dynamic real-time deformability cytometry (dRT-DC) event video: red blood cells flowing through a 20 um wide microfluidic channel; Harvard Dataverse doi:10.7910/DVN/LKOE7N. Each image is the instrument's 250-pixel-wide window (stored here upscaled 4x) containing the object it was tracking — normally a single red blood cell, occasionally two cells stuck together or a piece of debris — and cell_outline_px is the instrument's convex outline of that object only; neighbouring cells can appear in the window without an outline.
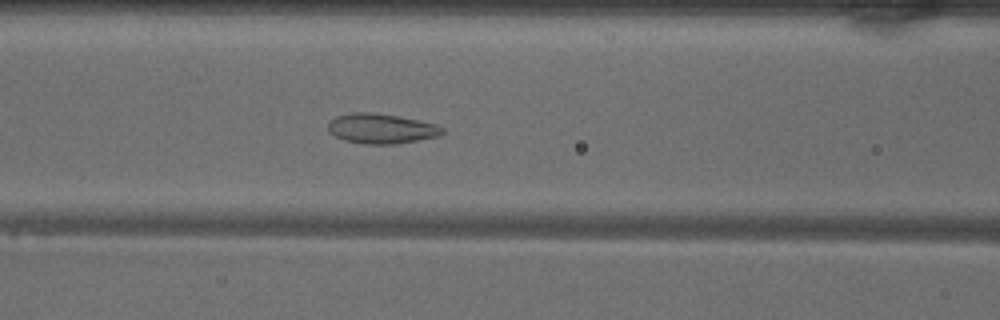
{"species": "common noctule bat (a hibernating species)", "species_latin": "Nyctalus noctula", "temperature_condition": "warm", "stored_images_in_passage": 43, "camera_frame_rate_fps": 3000, "um_per_image_px": 0.085, "animal": {"sex": "male", "body_mass_g": 18.8}, "frame": {"image": 1, "passage_image": 14, "time_ms": 4.333, "image_size_px": [1000, 320], "cell_outline_px": [[444, 132], [440, 136], [392, 144], [368, 144], [344, 140], [328, 132], [328, 124], [336, 116], [352, 112], [368, 112], [396, 116], [436, 124], [444, 128]], "centroid_in_image_um": [32.4, 10.93], "position_along_channel_um": 134.2, "area_um2": 19.65}}
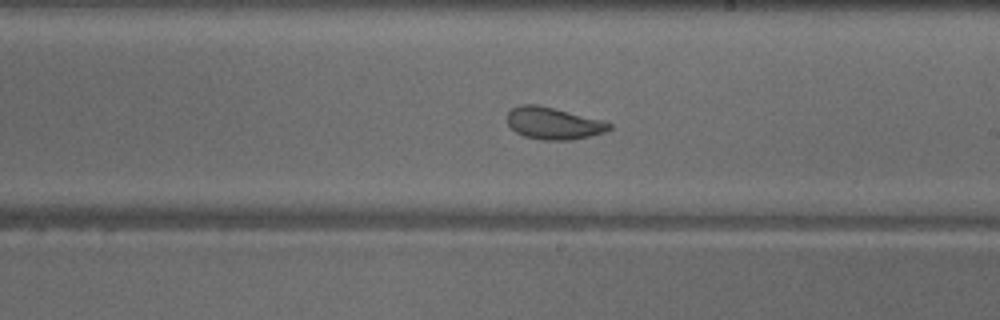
{"frame": {"image": 2, "passage_image": 22, "time_ms": 7.0, "image_size_px": [1000, 320], "cell_outline_px": [[612, 128], [604, 132], [592, 136], [572, 140], [544, 140], [524, 136], [516, 132], [508, 124], [508, 112], [512, 108], [520, 104], [536, 104], [600, 120], [612, 124]], "centroid_in_image_um": [47.03, 10.49], "position_along_channel_um": 242.0, "area_um2": 18.79}}
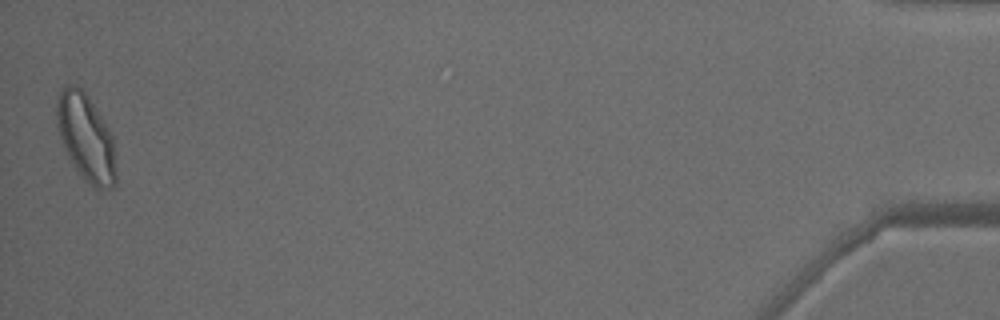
{"frame": {"image": 3, "passage_image": 43, "time_ms": 14.0, "image_size_px": [1000, 320], "cell_outline_px": [[116, 184], [112, 188], [100, 192], [92, 188], [76, 168], [68, 156], [60, 136], [56, 124], [56, 104], [60, 92], [68, 84], [76, 84], [88, 96], [108, 128], [112, 136], [116, 168]], "centroid_in_image_um": [7.32, 11.74], "position_along_channel_um": 427.9, "area_um2": 30.0}, "authors_computed_cell_mechanics": {"area_um2": 21.5016, "velocity_mm_per_s": 4.0464, "shape_relaxation_time_tau1_ms": 6.9893, "shape_relaxation_time_tau2_ms": 1.3794, "deformation_change_tau1": 0.1613, "deformation_change_tau2": 0.0576}}